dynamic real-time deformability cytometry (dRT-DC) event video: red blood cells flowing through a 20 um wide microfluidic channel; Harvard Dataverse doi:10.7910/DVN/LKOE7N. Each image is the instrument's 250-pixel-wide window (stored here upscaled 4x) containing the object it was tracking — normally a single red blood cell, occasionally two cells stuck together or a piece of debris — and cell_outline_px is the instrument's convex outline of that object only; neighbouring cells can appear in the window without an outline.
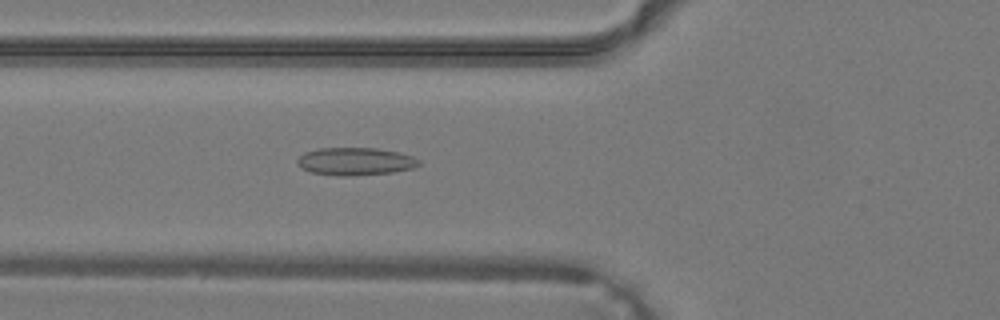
{"species": "common noctule bat (a hibernating species)", "species_latin": "Nyctalus noctula", "temperature_condition": "warm", "stored_images_in_passage": 40, "camera_frame_rate_fps": 3000, "um_per_image_px": 0.085, "animal": {"sex": "male", "body_mass_g": 19.2, "forearm_length_mm": 51.8}, "frame": {"image": 1, "passage_image": 16, "time_ms": 5.0, "image_size_px": [1000, 320], "cell_outline_px": [[420, 164], [412, 168], [392, 172], [312, 172], [300, 168], [296, 164], [296, 160], [304, 152], [320, 148], [376, 148], [400, 152], [412, 156], [420, 160]], "centroid_in_image_um": [30.21, 13.64], "position_along_channel_um": 95.6, "area_um2": 18.38}}
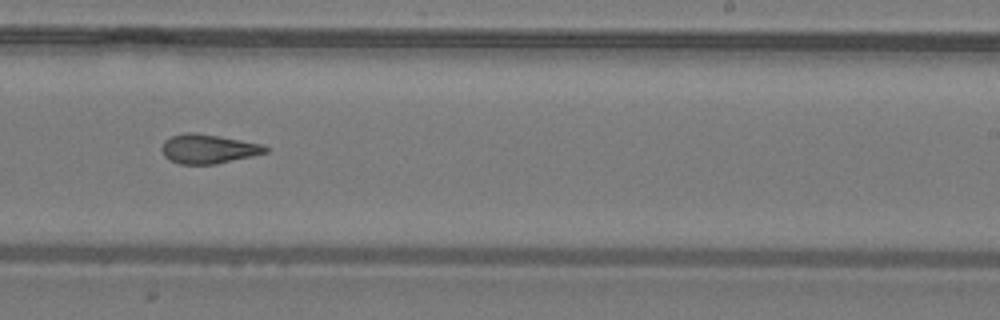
{"frame": {"image": 2, "passage_image": 26, "time_ms": 8.333, "image_size_px": [1000, 320], "cell_outline_px": [[268, 152], [252, 156], [216, 164], [180, 164], [164, 156], [160, 148], [164, 140], [172, 136], [188, 132], [192, 132], [220, 136], [260, 144], [268, 148]], "centroid_in_image_um": [17.67, 12.65], "position_along_channel_um": 271.3, "area_um2": 17.51}}
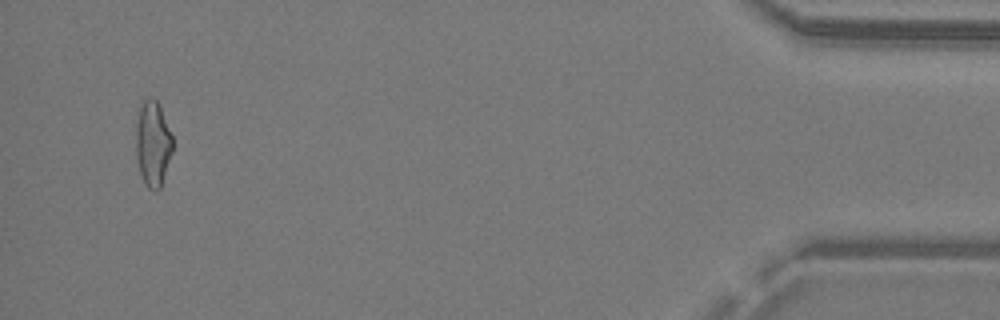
{"frame": {"image": 3, "passage_image": 39, "time_ms": 12.667, "image_size_px": [1000, 320], "cell_outline_px": [[172, 152], [160, 188], [156, 192], [148, 188], [144, 184], [140, 172], [136, 156], [136, 124], [140, 108], [144, 100], [156, 100], [160, 104], [172, 136]], "centroid_in_image_um": [12.99, 12.25], "position_along_channel_um": 422.2, "area_um2": 18.09}}